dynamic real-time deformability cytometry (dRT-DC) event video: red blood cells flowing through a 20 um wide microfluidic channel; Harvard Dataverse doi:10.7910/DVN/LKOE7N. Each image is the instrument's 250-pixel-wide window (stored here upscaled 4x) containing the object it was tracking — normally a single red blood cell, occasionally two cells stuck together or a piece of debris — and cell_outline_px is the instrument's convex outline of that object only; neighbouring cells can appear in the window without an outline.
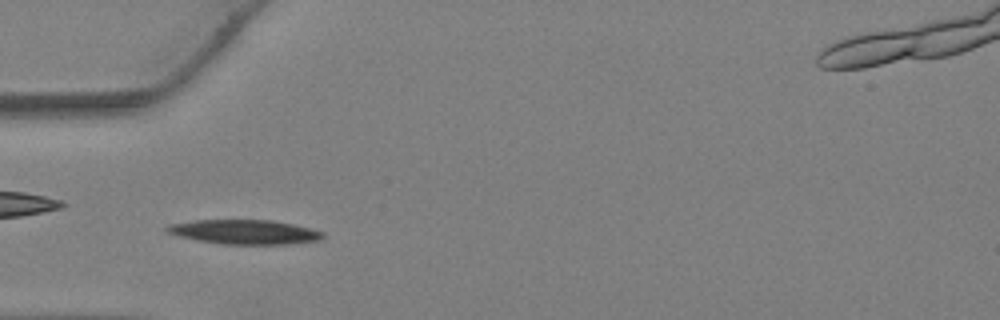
{"species": "Egyptian fruit bat (a non-hibernating species)", "species_latin": "Rousettus aegyptiacus", "temperature_condition": "warm", "stored_images_in_passage": 40, "camera_frame_rate_fps": 3000, "um_per_image_px": 0.085, "animal": {"sex": "female"}, "frame": {"image": 1, "passage_image": 12, "time_ms": 3.667, "image_size_px": [1000, 320], "cell_outline_px": [[324, 236], [320, 240], [288, 244], [224, 244], [196, 240], [164, 232], [160, 228], [168, 224], [196, 220], [272, 220], [312, 228], [324, 232]], "centroid_in_image_um": [20.74, 19.71], "position_along_channel_um": 64.3, "area_um2": 22.37}}
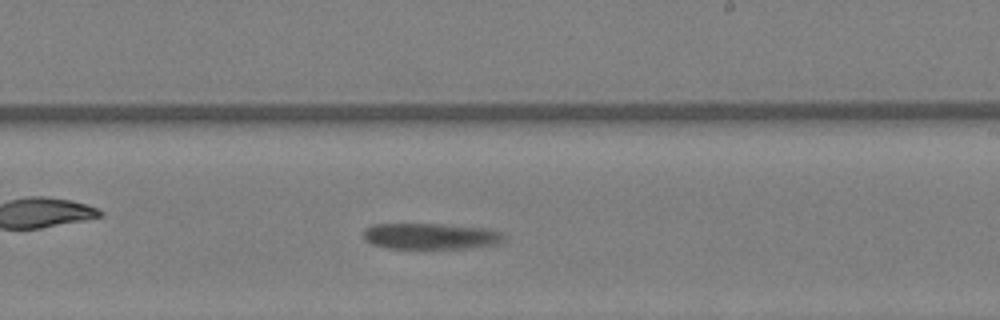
{"frame": {"image": 2, "passage_image": 23, "time_ms": 7.333, "image_size_px": [1000, 320], "cell_outline_px": [[508, 236], [504, 240], [496, 244], [460, 248], [388, 248], [372, 244], [364, 240], [364, 228], [372, 224], [444, 224], [496, 228], [504, 232]], "centroid_in_image_um": [36.68, 20.05], "position_along_channel_um": 252.3, "area_um2": 21.73}}
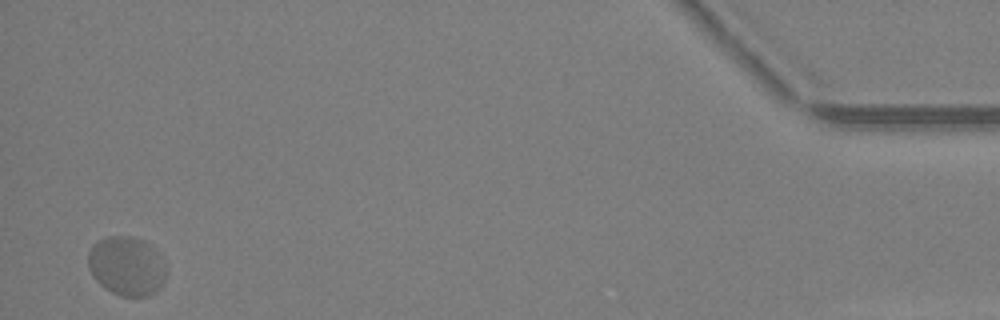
{"frame": {"image": 3, "passage_image": 38, "time_ms": 12.333, "image_size_px": [1000, 320], "cell_outline_px": [[164, 284], [156, 292], [148, 296], [120, 296], [104, 288], [92, 276], [88, 268], [88, 252], [100, 240], [108, 236], [132, 236], [144, 240], [164, 260]], "centroid_in_image_um": [10.76, 22.63], "position_along_channel_um": 424.4, "area_um2": 26.82}}